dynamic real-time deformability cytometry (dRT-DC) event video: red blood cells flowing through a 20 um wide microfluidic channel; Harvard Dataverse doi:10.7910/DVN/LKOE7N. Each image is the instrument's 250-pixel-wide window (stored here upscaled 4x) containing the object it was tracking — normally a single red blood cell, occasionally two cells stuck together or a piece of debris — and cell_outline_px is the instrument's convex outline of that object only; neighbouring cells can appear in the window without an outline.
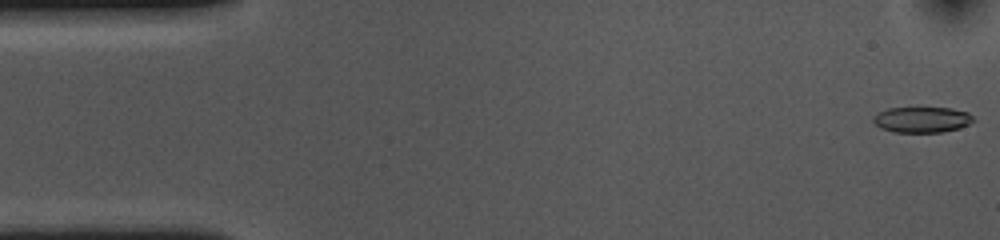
{"species": "common noctule bat (a hibernating species)", "species_latin": "Nyctalus noctula", "temperature_condition": "cold", "stored_images_in_passage": 54, "camera_frame_rate_fps": 3000, "um_per_image_px": 0.085, "animal": {"sex": "female", "body_mass_g": 10.0, "forearm_length_mm": 53.1}, "frame": {"image": 1, "passage_image": 1, "time_ms": 0.0, "image_size_px": [1000, 240], "cell_outline_px": [[976, 120], [960, 128], [944, 132], [892, 132], [880, 128], [872, 120], [872, 116], [888, 108], [952, 108], [968, 112]], "centroid_in_image_um": [78.37, 10.17], "position_along_channel_um": 6.6, "area_um2": 15.09}}
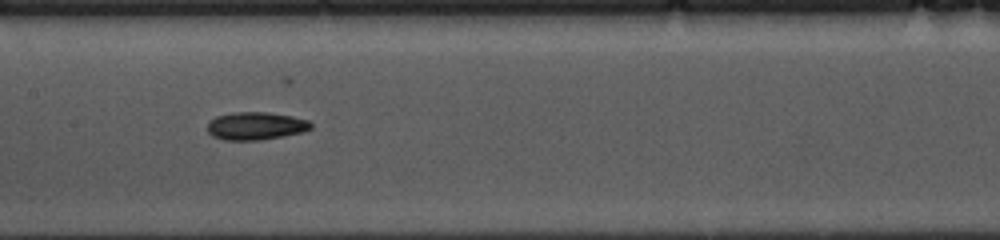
{"frame": {"image": 2, "passage_image": 25, "time_ms": 8.0, "image_size_px": [1000, 240], "cell_outline_px": [[312, 128], [304, 132], [284, 136], [260, 140], [224, 140], [212, 136], [208, 132], [208, 124], [216, 116], [236, 112], [268, 112], [292, 116], [308, 120], [312, 124]], "centroid_in_image_um": [21.77, 10.71], "position_along_channel_um": 185.6, "area_um2": 16.82}}
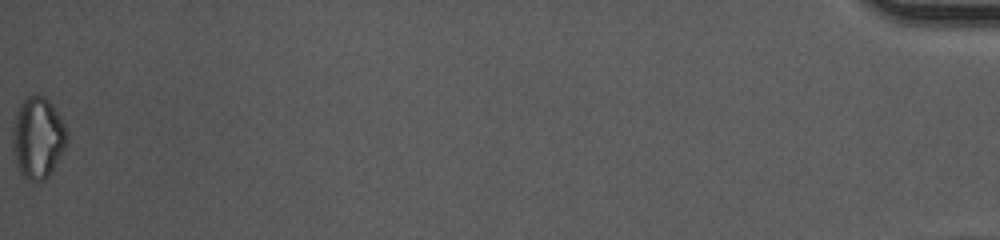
{"frame": {"image": 3, "passage_image": 54, "time_ms": 17.667, "image_size_px": [1000, 240], "cell_outline_px": [[68, 140], [60, 156], [48, 176], [44, 180], [28, 180], [20, 172], [16, 164], [12, 152], [12, 132], [16, 112], [20, 104], [28, 96], [44, 96], [52, 104], [60, 116], [68, 132]], "centroid_in_image_um": [3.2, 11.71], "position_along_channel_um": 432.0, "area_um2": 25.66}, "authors_computed_cell_mechanics": {"area_um2": 16.3285, "velocity_mm_per_s": 3.6556, "shape_relaxation_time_tau1_ms": 5.6376, "shape_relaxation_time_tau2_ms": null, "deformation_change_tau1": 0.1228, "deformation_change_tau2": null}}